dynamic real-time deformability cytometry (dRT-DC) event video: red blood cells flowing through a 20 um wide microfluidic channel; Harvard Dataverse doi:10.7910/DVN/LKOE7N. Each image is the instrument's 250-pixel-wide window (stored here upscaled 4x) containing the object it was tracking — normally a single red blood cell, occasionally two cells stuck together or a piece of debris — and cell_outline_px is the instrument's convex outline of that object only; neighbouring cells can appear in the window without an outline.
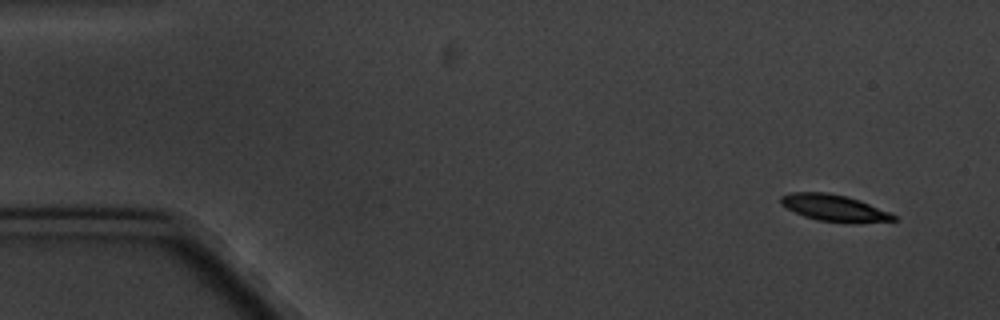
{"species": "common noctule bat (a hibernating species)", "species_latin": "Nyctalus noctula", "temperature_condition": "cold", "stored_images_in_passage": 7, "camera_frame_rate_fps": 3000, "um_per_image_px": 0.085, "animal": {"sex": "male", "body_mass_g": 20.1, "forearm_length_mm": 53.5}, "frame": {"image": 1, "passage_image": 1, "time_ms": 0.0, "image_size_px": [1000, 320], "cell_outline_px": [[896, 220], [852, 224], [816, 220], [804, 216], [780, 204], [780, 196], [792, 192], [828, 192], [860, 200], [892, 212], [896, 216]], "centroid_in_image_um": [70.95, 17.69], "position_along_channel_um": 14.1, "area_um2": 17.74}}